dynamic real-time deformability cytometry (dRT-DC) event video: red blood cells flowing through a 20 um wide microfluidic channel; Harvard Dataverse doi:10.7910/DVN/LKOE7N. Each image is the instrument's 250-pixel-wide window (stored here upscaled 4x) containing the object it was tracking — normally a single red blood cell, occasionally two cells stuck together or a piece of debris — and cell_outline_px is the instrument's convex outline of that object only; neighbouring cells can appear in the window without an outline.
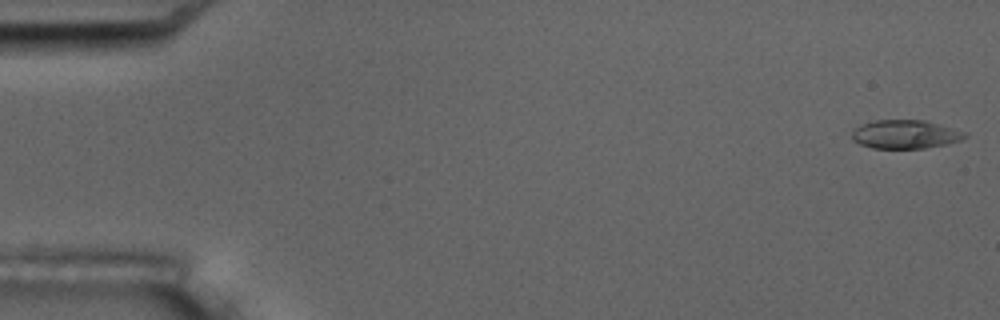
{"species": "common noctule bat (a hibernating species)", "species_latin": "Nyctalus noctula", "temperature_condition": "room temperature", "stored_images_in_passage": 11, "camera_frame_rate_fps": 3000, "um_per_image_px": 0.085, "animal": {"sex": "male", "body_mass_g": 17.5, "forearm_length_mm": 52.3}, "frame": {"image": 1, "passage_image": 1, "time_ms": 0.0, "image_size_px": [1000, 320], "cell_outline_px": [[968, 136], [960, 140], [948, 144], [924, 148], [872, 148], [860, 144], [852, 140], [852, 128], [876, 120], [924, 120], [940, 124], [968, 132]], "centroid_in_image_um": [76.97, 11.41], "position_along_channel_um": 8.0, "area_um2": 18.96}}
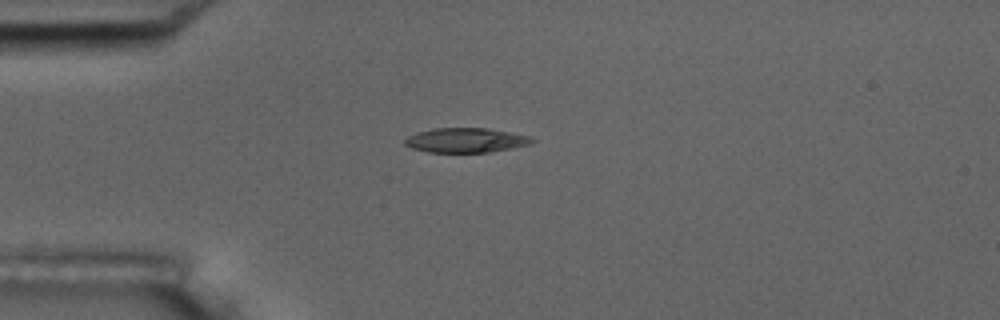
{"frame": {"image": 2, "passage_image": 4, "time_ms": 4.333, "image_size_px": [1000, 320], "cell_outline_px": [[536, 140], [532, 144], [488, 152], [428, 152], [412, 148], [404, 144], [404, 140], [408, 136], [432, 128], [488, 128], [512, 132], [528, 136]], "centroid_in_image_um": [39.61, 11.91], "position_along_channel_um": 45.4, "area_um2": 18.15}}
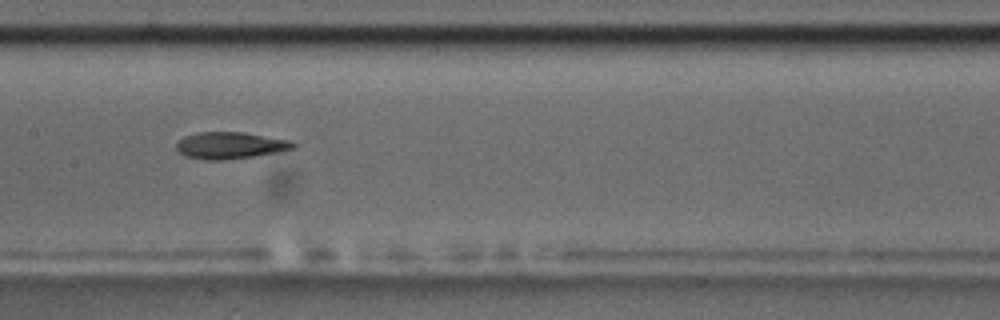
{"frame": {"image": 3, "passage_image": 8, "time_ms": 8.667, "image_size_px": [1000, 320], "cell_outline_px": [[296, 148], [280, 152], [224, 160], [204, 160], [184, 156], [176, 148], [176, 144], [184, 136], [200, 132], [244, 132], [292, 140], [296, 144]], "centroid_in_image_um": [19.61, 12.36], "position_along_channel_um": 187.8, "area_um2": 18.38}}